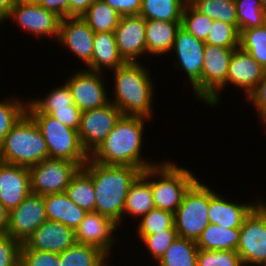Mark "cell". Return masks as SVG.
I'll return each mask as SVG.
<instances>
[{
    "instance_id": "1",
    "label": "cell",
    "mask_w": 266,
    "mask_h": 266,
    "mask_svg": "<svg viewBox=\"0 0 266 266\" xmlns=\"http://www.w3.org/2000/svg\"><path fill=\"white\" fill-rule=\"evenodd\" d=\"M148 120L142 116H122L89 159L103 165L137 167L141 171L157 165L160 161H150L141 155Z\"/></svg>"
},
{
    "instance_id": "2",
    "label": "cell",
    "mask_w": 266,
    "mask_h": 266,
    "mask_svg": "<svg viewBox=\"0 0 266 266\" xmlns=\"http://www.w3.org/2000/svg\"><path fill=\"white\" fill-rule=\"evenodd\" d=\"M146 67L142 62H126L110 71L114 86L109 93L111 95L112 92L113 96L110 102L119 108L123 116H142L151 121L155 117L153 100H156V84L151 68Z\"/></svg>"
},
{
    "instance_id": "3",
    "label": "cell",
    "mask_w": 266,
    "mask_h": 266,
    "mask_svg": "<svg viewBox=\"0 0 266 266\" xmlns=\"http://www.w3.org/2000/svg\"><path fill=\"white\" fill-rule=\"evenodd\" d=\"M82 168L92 177L95 212L112 219L122 228L129 188L142 171L132 166L103 165L90 159Z\"/></svg>"
},
{
    "instance_id": "4",
    "label": "cell",
    "mask_w": 266,
    "mask_h": 266,
    "mask_svg": "<svg viewBox=\"0 0 266 266\" xmlns=\"http://www.w3.org/2000/svg\"><path fill=\"white\" fill-rule=\"evenodd\" d=\"M169 159H160L157 165L146 168L141 175L150 183L155 208L174 214L184 194L198 177L187 167Z\"/></svg>"
},
{
    "instance_id": "5",
    "label": "cell",
    "mask_w": 266,
    "mask_h": 266,
    "mask_svg": "<svg viewBox=\"0 0 266 266\" xmlns=\"http://www.w3.org/2000/svg\"><path fill=\"white\" fill-rule=\"evenodd\" d=\"M5 163L31 167L49 158L46 142L34 120L25 113L0 143Z\"/></svg>"
},
{
    "instance_id": "6",
    "label": "cell",
    "mask_w": 266,
    "mask_h": 266,
    "mask_svg": "<svg viewBox=\"0 0 266 266\" xmlns=\"http://www.w3.org/2000/svg\"><path fill=\"white\" fill-rule=\"evenodd\" d=\"M216 192L213 187L200 179L190 186L174 213V226L178 237L197 241L210 223L209 200Z\"/></svg>"
},
{
    "instance_id": "7",
    "label": "cell",
    "mask_w": 266,
    "mask_h": 266,
    "mask_svg": "<svg viewBox=\"0 0 266 266\" xmlns=\"http://www.w3.org/2000/svg\"><path fill=\"white\" fill-rule=\"evenodd\" d=\"M45 139L49 158L65 159L83 167L89 155L83 149L78 131L63 125L48 114H28Z\"/></svg>"
},
{
    "instance_id": "8",
    "label": "cell",
    "mask_w": 266,
    "mask_h": 266,
    "mask_svg": "<svg viewBox=\"0 0 266 266\" xmlns=\"http://www.w3.org/2000/svg\"><path fill=\"white\" fill-rule=\"evenodd\" d=\"M236 252L244 266H263L266 262V202L264 198L245 217L240 228Z\"/></svg>"
},
{
    "instance_id": "9",
    "label": "cell",
    "mask_w": 266,
    "mask_h": 266,
    "mask_svg": "<svg viewBox=\"0 0 266 266\" xmlns=\"http://www.w3.org/2000/svg\"><path fill=\"white\" fill-rule=\"evenodd\" d=\"M234 49L205 44L202 67V103L217 108L225 91L227 75Z\"/></svg>"
},
{
    "instance_id": "10",
    "label": "cell",
    "mask_w": 266,
    "mask_h": 266,
    "mask_svg": "<svg viewBox=\"0 0 266 266\" xmlns=\"http://www.w3.org/2000/svg\"><path fill=\"white\" fill-rule=\"evenodd\" d=\"M205 42L195 38L182 27L179 28L171 50L175 55L174 69L185 72L196 100L202 102V67Z\"/></svg>"
},
{
    "instance_id": "11",
    "label": "cell",
    "mask_w": 266,
    "mask_h": 266,
    "mask_svg": "<svg viewBox=\"0 0 266 266\" xmlns=\"http://www.w3.org/2000/svg\"><path fill=\"white\" fill-rule=\"evenodd\" d=\"M80 168L69 160L47 158L29 167L31 192L41 196L63 193Z\"/></svg>"
},
{
    "instance_id": "12",
    "label": "cell",
    "mask_w": 266,
    "mask_h": 266,
    "mask_svg": "<svg viewBox=\"0 0 266 266\" xmlns=\"http://www.w3.org/2000/svg\"><path fill=\"white\" fill-rule=\"evenodd\" d=\"M12 19L20 30L38 40L52 38L57 41L59 36V26L61 18L55 13L46 10L40 4L25 3L20 0L11 9L6 21ZM36 35V36H35Z\"/></svg>"
},
{
    "instance_id": "13",
    "label": "cell",
    "mask_w": 266,
    "mask_h": 266,
    "mask_svg": "<svg viewBox=\"0 0 266 266\" xmlns=\"http://www.w3.org/2000/svg\"><path fill=\"white\" fill-rule=\"evenodd\" d=\"M102 72L77 69L64 81L72 94L74 104L83 112L110 103ZM109 97V98H108Z\"/></svg>"
},
{
    "instance_id": "14",
    "label": "cell",
    "mask_w": 266,
    "mask_h": 266,
    "mask_svg": "<svg viewBox=\"0 0 266 266\" xmlns=\"http://www.w3.org/2000/svg\"><path fill=\"white\" fill-rule=\"evenodd\" d=\"M122 116V112L112 102L81 113L78 135L88 155L105 140Z\"/></svg>"
},
{
    "instance_id": "15",
    "label": "cell",
    "mask_w": 266,
    "mask_h": 266,
    "mask_svg": "<svg viewBox=\"0 0 266 266\" xmlns=\"http://www.w3.org/2000/svg\"><path fill=\"white\" fill-rule=\"evenodd\" d=\"M120 56L125 62H142L147 56L146 19L141 15L121 16L114 29ZM141 57V58H140Z\"/></svg>"
},
{
    "instance_id": "16",
    "label": "cell",
    "mask_w": 266,
    "mask_h": 266,
    "mask_svg": "<svg viewBox=\"0 0 266 266\" xmlns=\"http://www.w3.org/2000/svg\"><path fill=\"white\" fill-rule=\"evenodd\" d=\"M117 229L119 230V226L112 219L95 211L88 212L75 230V241L78 244L98 247L111 257L113 248L118 246L116 242L120 243Z\"/></svg>"
},
{
    "instance_id": "17",
    "label": "cell",
    "mask_w": 266,
    "mask_h": 266,
    "mask_svg": "<svg viewBox=\"0 0 266 266\" xmlns=\"http://www.w3.org/2000/svg\"><path fill=\"white\" fill-rule=\"evenodd\" d=\"M47 220L43 196L31 193L18 207L10 210L6 234L23 244Z\"/></svg>"
},
{
    "instance_id": "18",
    "label": "cell",
    "mask_w": 266,
    "mask_h": 266,
    "mask_svg": "<svg viewBox=\"0 0 266 266\" xmlns=\"http://www.w3.org/2000/svg\"><path fill=\"white\" fill-rule=\"evenodd\" d=\"M95 32L82 19L81 16L61 19L57 43L62 48L77 56L83 63L84 69L91 63L93 56V42Z\"/></svg>"
},
{
    "instance_id": "19",
    "label": "cell",
    "mask_w": 266,
    "mask_h": 266,
    "mask_svg": "<svg viewBox=\"0 0 266 266\" xmlns=\"http://www.w3.org/2000/svg\"><path fill=\"white\" fill-rule=\"evenodd\" d=\"M75 243L73 229L60 222L47 220L24 241L23 245L29 250L62 253Z\"/></svg>"
},
{
    "instance_id": "20",
    "label": "cell",
    "mask_w": 266,
    "mask_h": 266,
    "mask_svg": "<svg viewBox=\"0 0 266 266\" xmlns=\"http://www.w3.org/2000/svg\"><path fill=\"white\" fill-rule=\"evenodd\" d=\"M31 193L29 168L4 162L0 166V203L10 211Z\"/></svg>"
},
{
    "instance_id": "21",
    "label": "cell",
    "mask_w": 266,
    "mask_h": 266,
    "mask_svg": "<svg viewBox=\"0 0 266 266\" xmlns=\"http://www.w3.org/2000/svg\"><path fill=\"white\" fill-rule=\"evenodd\" d=\"M264 73L265 69L248 52L238 47L231 55L226 87L233 85L237 91L240 88L245 95L243 99L247 98L262 80Z\"/></svg>"
},
{
    "instance_id": "22",
    "label": "cell",
    "mask_w": 266,
    "mask_h": 266,
    "mask_svg": "<svg viewBox=\"0 0 266 266\" xmlns=\"http://www.w3.org/2000/svg\"><path fill=\"white\" fill-rule=\"evenodd\" d=\"M218 192L209 200L208 216L210 223L225 228H241L245 217L262 200L258 197L253 202H238L226 199Z\"/></svg>"
},
{
    "instance_id": "23",
    "label": "cell",
    "mask_w": 266,
    "mask_h": 266,
    "mask_svg": "<svg viewBox=\"0 0 266 266\" xmlns=\"http://www.w3.org/2000/svg\"><path fill=\"white\" fill-rule=\"evenodd\" d=\"M43 199L47 219L60 222L74 231L88 213L69 199L65 192L44 195Z\"/></svg>"
},
{
    "instance_id": "24",
    "label": "cell",
    "mask_w": 266,
    "mask_h": 266,
    "mask_svg": "<svg viewBox=\"0 0 266 266\" xmlns=\"http://www.w3.org/2000/svg\"><path fill=\"white\" fill-rule=\"evenodd\" d=\"M125 63L119 54L114 32L95 33L92 61L85 69L104 73Z\"/></svg>"
},
{
    "instance_id": "25",
    "label": "cell",
    "mask_w": 266,
    "mask_h": 266,
    "mask_svg": "<svg viewBox=\"0 0 266 266\" xmlns=\"http://www.w3.org/2000/svg\"><path fill=\"white\" fill-rule=\"evenodd\" d=\"M180 27L181 22L146 20L147 56L163 57L171 54Z\"/></svg>"
},
{
    "instance_id": "26",
    "label": "cell",
    "mask_w": 266,
    "mask_h": 266,
    "mask_svg": "<svg viewBox=\"0 0 266 266\" xmlns=\"http://www.w3.org/2000/svg\"><path fill=\"white\" fill-rule=\"evenodd\" d=\"M153 208L155 206L150 183L140 174L129 188L123 210V221L126 222V217H134L138 221V218L140 220Z\"/></svg>"
},
{
    "instance_id": "27",
    "label": "cell",
    "mask_w": 266,
    "mask_h": 266,
    "mask_svg": "<svg viewBox=\"0 0 266 266\" xmlns=\"http://www.w3.org/2000/svg\"><path fill=\"white\" fill-rule=\"evenodd\" d=\"M240 228H225L209 223L196 241L199 249L214 251H236Z\"/></svg>"
},
{
    "instance_id": "28",
    "label": "cell",
    "mask_w": 266,
    "mask_h": 266,
    "mask_svg": "<svg viewBox=\"0 0 266 266\" xmlns=\"http://www.w3.org/2000/svg\"><path fill=\"white\" fill-rule=\"evenodd\" d=\"M44 98L27 99V114H48L51 115L57 109H72L74 100L68 85H57L48 90Z\"/></svg>"
},
{
    "instance_id": "29",
    "label": "cell",
    "mask_w": 266,
    "mask_h": 266,
    "mask_svg": "<svg viewBox=\"0 0 266 266\" xmlns=\"http://www.w3.org/2000/svg\"><path fill=\"white\" fill-rule=\"evenodd\" d=\"M109 259L100 248L78 243L59 253L60 266H103Z\"/></svg>"
},
{
    "instance_id": "30",
    "label": "cell",
    "mask_w": 266,
    "mask_h": 266,
    "mask_svg": "<svg viewBox=\"0 0 266 266\" xmlns=\"http://www.w3.org/2000/svg\"><path fill=\"white\" fill-rule=\"evenodd\" d=\"M196 241L177 237L155 266H197Z\"/></svg>"
},
{
    "instance_id": "31",
    "label": "cell",
    "mask_w": 266,
    "mask_h": 266,
    "mask_svg": "<svg viewBox=\"0 0 266 266\" xmlns=\"http://www.w3.org/2000/svg\"><path fill=\"white\" fill-rule=\"evenodd\" d=\"M187 0H142L139 15L146 20L181 22Z\"/></svg>"
},
{
    "instance_id": "32",
    "label": "cell",
    "mask_w": 266,
    "mask_h": 266,
    "mask_svg": "<svg viewBox=\"0 0 266 266\" xmlns=\"http://www.w3.org/2000/svg\"><path fill=\"white\" fill-rule=\"evenodd\" d=\"M95 32H114L121 15L103 0H95L81 16Z\"/></svg>"
},
{
    "instance_id": "33",
    "label": "cell",
    "mask_w": 266,
    "mask_h": 266,
    "mask_svg": "<svg viewBox=\"0 0 266 266\" xmlns=\"http://www.w3.org/2000/svg\"><path fill=\"white\" fill-rule=\"evenodd\" d=\"M65 193L87 212L95 211V192L92 177L81 167L73 176Z\"/></svg>"
},
{
    "instance_id": "34",
    "label": "cell",
    "mask_w": 266,
    "mask_h": 266,
    "mask_svg": "<svg viewBox=\"0 0 266 266\" xmlns=\"http://www.w3.org/2000/svg\"><path fill=\"white\" fill-rule=\"evenodd\" d=\"M189 3L212 20L233 24L238 28L235 0H190Z\"/></svg>"
},
{
    "instance_id": "35",
    "label": "cell",
    "mask_w": 266,
    "mask_h": 266,
    "mask_svg": "<svg viewBox=\"0 0 266 266\" xmlns=\"http://www.w3.org/2000/svg\"><path fill=\"white\" fill-rule=\"evenodd\" d=\"M239 47L266 70V28L264 25L239 31Z\"/></svg>"
},
{
    "instance_id": "36",
    "label": "cell",
    "mask_w": 266,
    "mask_h": 266,
    "mask_svg": "<svg viewBox=\"0 0 266 266\" xmlns=\"http://www.w3.org/2000/svg\"><path fill=\"white\" fill-rule=\"evenodd\" d=\"M25 100L17 96L0 99V143L26 113Z\"/></svg>"
},
{
    "instance_id": "37",
    "label": "cell",
    "mask_w": 266,
    "mask_h": 266,
    "mask_svg": "<svg viewBox=\"0 0 266 266\" xmlns=\"http://www.w3.org/2000/svg\"><path fill=\"white\" fill-rule=\"evenodd\" d=\"M137 223L134 227V229L136 228V235H152L170 229L174 225V214L166 210L153 208Z\"/></svg>"
},
{
    "instance_id": "38",
    "label": "cell",
    "mask_w": 266,
    "mask_h": 266,
    "mask_svg": "<svg viewBox=\"0 0 266 266\" xmlns=\"http://www.w3.org/2000/svg\"><path fill=\"white\" fill-rule=\"evenodd\" d=\"M235 3L239 31L264 25L266 11L260 0H235Z\"/></svg>"
},
{
    "instance_id": "39",
    "label": "cell",
    "mask_w": 266,
    "mask_h": 266,
    "mask_svg": "<svg viewBox=\"0 0 266 266\" xmlns=\"http://www.w3.org/2000/svg\"><path fill=\"white\" fill-rule=\"evenodd\" d=\"M178 237L177 230L173 225L170 229L163 230L152 235H137L138 242L146 248L151 261L157 263L164 255L168 247ZM150 254V255H149Z\"/></svg>"
},
{
    "instance_id": "40",
    "label": "cell",
    "mask_w": 266,
    "mask_h": 266,
    "mask_svg": "<svg viewBox=\"0 0 266 266\" xmlns=\"http://www.w3.org/2000/svg\"><path fill=\"white\" fill-rule=\"evenodd\" d=\"M213 21L197 11L189 2L184 6L181 27L195 38L205 42Z\"/></svg>"
},
{
    "instance_id": "41",
    "label": "cell",
    "mask_w": 266,
    "mask_h": 266,
    "mask_svg": "<svg viewBox=\"0 0 266 266\" xmlns=\"http://www.w3.org/2000/svg\"><path fill=\"white\" fill-rule=\"evenodd\" d=\"M239 37L240 32L235 25L214 20L205 44L236 49L239 47Z\"/></svg>"
},
{
    "instance_id": "42",
    "label": "cell",
    "mask_w": 266,
    "mask_h": 266,
    "mask_svg": "<svg viewBox=\"0 0 266 266\" xmlns=\"http://www.w3.org/2000/svg\"><path fill=\"white\" fill-rule=\"evenodd\" d=\"M197 266H244V264L236 251L199 249Z\"/></svg>"
},
{
    "instance_id": "43",
    "label": "cell",
    "mask_w": 266,
    "mask_h": 266,
    "mask_svg": "<svg viewBox=\"0 0 266 266\" xmlns=\"http://www.w3.org/2000/svg\"><path fill=\"white\" fill-rule=\"evenodd\" d=\"M20 266H60L59 253L29 250L22 244Z\"/></svg>"
},
{
    "instance_id": "44",
    "label": "cell",
    "mask_w": 266,
    "mask_h": 266,
    "mask_svg": "<svg viewBox=\"0 0 266 266\" xmlns=\"http://www.w3.org/2000/svg\"><path fill=\"white\" fill-rule=\"evenodd\" d=\"M22 243L8 234H0V266H20Z\"/></svg>"
},
{
    "instance_id": "45",
    "label": "cell",
    "mask_w": 266,
    "mask_h": 266,
    "mask_svg": "<svg viewBox=\"0 0 266 266\" xmlns=\"http://www.w3.org/2000/svg\"><path fill=\"white\" fill-rule=\"evenodd\" d=\"M246 100L251 103L253 109L257 112V118L260 124L266 127V70L262 80L257 84L256 88L248 95ZM262 122V123H261Z\"/></svg>"
},
{
    "instance_id": "46",
    "label": "cell",
    "mask_w": 266,
    "mask_h": 266,
    "mask_svg": "<svg viewBox=\"0 0 266 266\" xmlns=\"http://www.w3.org/2000/svg\"><path fill=\"white\" fill-rule=\"evenodd\" d=\"M82 111L76 106L72 109H57L50 116L60 121L63 125L74 130H79Z\"/></svg>"
},
{
    "instance_id": "47",
    "label": "cell",
    "mask_w": 266,
    "mask_h": 266,
    "mask_svg": "<svg viewBox=\"0 0 266 266\" xmlns=\"http://www.w3.org/2000/svg\"><path fill=\"white\" fill-rule=\"evenodd\" d=\"M121 16L139 15L142 0H103Z\"/></svg>"
},
{
    "instance_id": "48",
    "label": "cell",
    "mask_w": 266,
    "mask_h": 266,
    "mask_svg": "<svg viewBox=\"0 0 266 266\" xmlns=\"http://www.w3.org/2000/svg\"><path fill=\"white\" fill-rule=\"evenodd\" d=\"M39 4L61 19L70 17V0H41Z\"/></svg>"
},
{
    "instance_id": "49",
    "label": "cell",
    "mask_w": 266,
    "mask_h": 266,
    "mask_svg": "<svg viewBox=\"0 0 266 266\" xmlns=\"http://www.w3.org/2000/svg\"><path fill=\"white\" fill-rule=\"evenodd\" d=\"M95 0H70V17L82 16Z\"/></svg>"
},
{
    "instance_id": "50",
    "label": "cell",
    "mask_w": 266,
    "mask_h": 266,
    "mask_svg": "<svg viewBox=\"0 0 266 266\" xmlns=\"http://www.w3.org/2000/svg\"><path fill=\"white\" fill-rule=\"evenodd\" d=\"M17 2L18 0H0V26L6 22V18Z\"/></svg>"
},
{
    "instance_id": "51",
    "label": "cell",
    "mask_w": 266,
    "mask_h": 266,
    "mask_svg": "<svg viewBox=\"0 0 266 266\" xmlns=\"http://www.w3.org/2000/svg\"><path fill=\"white\" fill-rule=\"evenodd\" d=\"M10 211L0 203V234H6L9 225Z\"/></svg>"
},
{
    "instance_id": "52",
    "label": "cell",
    "mask_w": 266,
    "mask_h": 266,
    "mask_svg": "<svg viewBox=\"0 0 266 266\" xmlns=\"http://www.w3.org/2000/svg\"><path fill=\"white\" fill-rule=\"evenodd\" d=\"M25 3H33V4H39L41 0H20Z\"/></svg>"
},
{
    "instance_id": "53",
    "label": "cell",
    "mask_w": 266,
    "mask_h": 266,
    "mask_svg": "<svg viewBox=\"0 0 266 266\" xmlns=\"http://www.w3.org/2000/svg\"><path fill=\"white\" fill-rule=\"evenodd\" d=\"M262 8L266 11V0H260Z\"/></svg>"
},
{
    "instance_id": "54",
    "label": "cell",
    "mask_w": 266,
    "mask_h": 266,
    "mask_svg": "<svg viewBox=\"0 0 266 266\" xmlns=\"http://www.w3.org/2000/svg\"><path fill=\"white\" fill-rule=\"evenodd\" d=\"M3 163H4V161H3V158H2V152H1V150H0V166H1Z\"/></svg>"
},
{
    "instance_id": "55",
    "label": "cell",
    "mask_w": 266,
    "mask_h": 266,
    "mask_svg": "<svg viewBox=\"0 0 266 266\" xmlns=\"http://www.w3.org/2000/svg\"><path fill=\"white\" fill-rule=\"evenodd\" d=\"M111 262V259H109L103 266H114V264L112 265L110 262ZM109 262V263H108ZM111 264V265H110Z\"/></svg>"
},
{
    "instance_id": "56",
    "label": "cell",
    "mask_w": 266,
    "mask_h": 266,
    "mask_svg": "<svg viewBox=\"0 0 266 266\" xmlns=\"http://www.w3.org/2000/svg\"><path fill=\"white\" fill-rule=\"evenodd\" d=\"M264 26H265V28H266V16H265V22H264Z\"/></svg>"
}]
</instances>
